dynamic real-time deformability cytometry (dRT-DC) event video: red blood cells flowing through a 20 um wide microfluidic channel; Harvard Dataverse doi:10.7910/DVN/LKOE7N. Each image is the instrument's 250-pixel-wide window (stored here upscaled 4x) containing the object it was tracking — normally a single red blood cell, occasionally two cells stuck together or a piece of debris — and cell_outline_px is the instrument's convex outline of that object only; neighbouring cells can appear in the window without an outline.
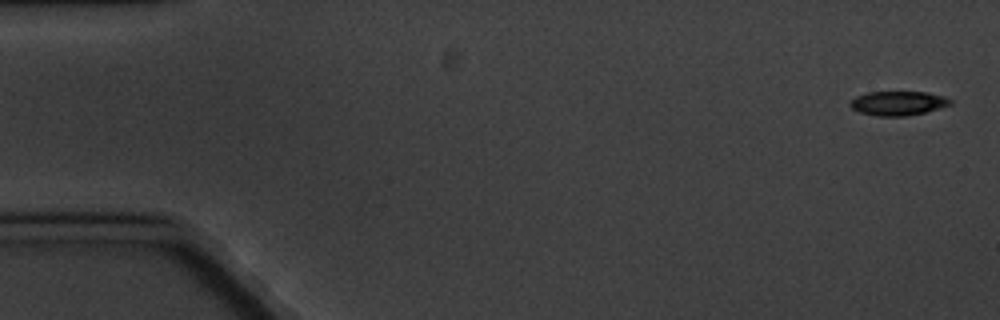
{"species": "common noctule bat (a hibernating species)", "species_latin": "Nyctalus noctula", "temperature_condition": "cold", "stored_images_in_passage": 5, "camera_frame_rate_fps": 3000, "um_per_image_px": 0.085, "animal": {"sex": "male", "body_mass_g": 20.1, "forearm_length_mm": 53.5}, "frame": {"image": 1, "passage_image": 1, "time_ms": 0.0, "image_size_px": [1000, 320], "cell_outline_px": [[952, 104], [924, 112], [908, 116], [876, 116], [860, 112], [852, 108], [848, 104], [856, 96], [868, 92], [928, 92], [944, 96], [952, 100]], "centroid_in_image_um": [76.33, 8.77], "position_along_channel_um": 8.7, "area_um2": 14.1}}
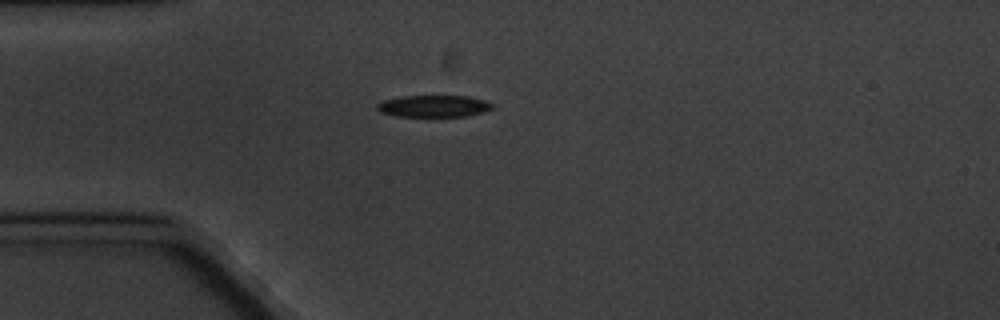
{"frame": {"image": 2, "passage_image": 5, "time_ms": 4.667, "image_size_px": [1000, 320], "cell_outline_px": [[496, 108], [484, 112], [468, 116], [396, 116], [380, 112], [376, 108], [376, 104], [384, 100], [400, 96], [468, 96], [484, 100], [496, 104]], "centroid_in_image_um": [36.92, 9.02], "position_along_channel_um": 48.1, "area_um2": 14.85}}